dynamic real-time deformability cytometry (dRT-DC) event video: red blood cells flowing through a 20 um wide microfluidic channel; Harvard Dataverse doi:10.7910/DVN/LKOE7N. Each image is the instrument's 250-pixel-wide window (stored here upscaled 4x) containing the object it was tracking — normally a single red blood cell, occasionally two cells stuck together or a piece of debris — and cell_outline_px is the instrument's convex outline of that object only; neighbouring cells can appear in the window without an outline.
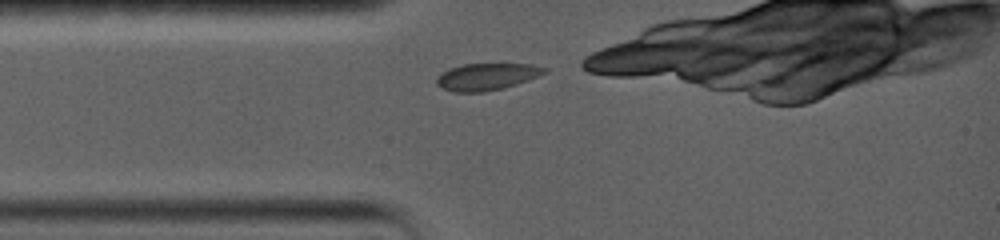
{"species": "common noctule bat (a hibernating species)", "species_latin": "Nyctalus noctula", "temperature_condition": "warm", "stored_images_in_passage": 81, "camera_frame_rate_fps": 5000, "um_per_image_px": 0.085, "animal": {"sex": "female", "body_mass_g": 19.0, "forearm_length_mm": 56.7}, "frame": {"image": 1, "passage_image": 1, "time_ms": 0.0, "image_size_px": [1000, 240], "cell_outline_px": [[548, 72], [528, 80], [504, 88], [484, 92], [456, 92], [444, 88], [436, 84], [436, 76], [452, 68], [464, 64], [532, 64], [548, 68]], "centroid_in_image_um": [41.42, 6.52], "position_along_channel_um": 43.6, "area_um2": 16.82}}
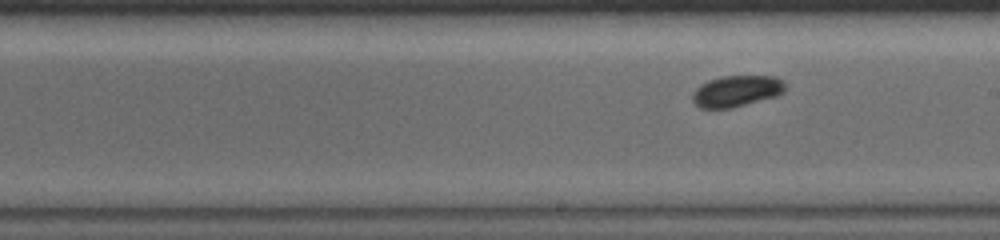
{"frame": {"image": 2, "passage_image": 40, "time_ms": 5.2, "image_size_px": [1000, 240], "cell_outline_px": [[784, 92], [776, 96], [732, 108], [700, 108], [692, 100], [692, 92], [700, 84], [708, 80], [720, 76], [776, 76], [784, 80]], "centroid_in_image_um": [62.59, 7.73], "position_along_channel_um": 226.4, "area_um2": 16.99}}
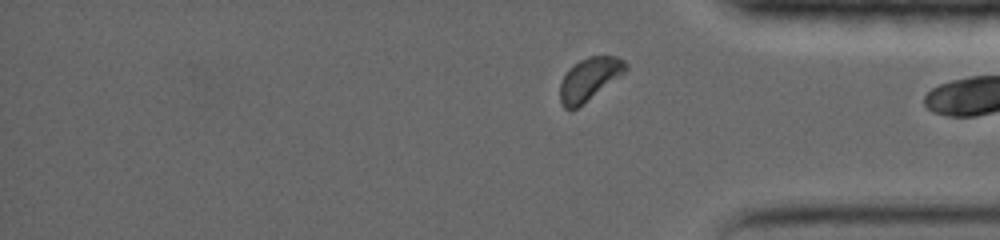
{"frame": {"image": 3, "passage_image": 71, "time_ms": 9.8, "image_size_px": [1000, 240], "cell_outline_px": [[628, 68], [620, 76], [576, 108], [564, 108], [560, 104], [560, 84], [564, 76], [580, 60], [588, 56], [616, 56], [624, 60], [628, 64]], "centroid_in_image_um": [50.11, 6.7], "position_along_channel_um": 385.1, "area_um2": 15.84}, "authors_computed_cell_mechanics": {"area_um2": 16.8776, "velocity_mm_per_s": 3.5655, "shape_relaxation_time_tau1_ms": 2.2591, "shape_relaxation_time_tau2_ms": null, "deformation_change_tau1": 0.0731, "deformation_change_tau2": null}}